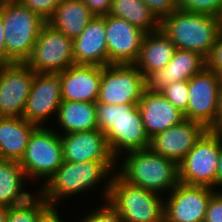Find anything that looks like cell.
I'll list each match as a JSON object with an SVG mask.
<instances>
[{"mask_svg":"<svg viewBox=\"0 0 222 222\" xmlns=\"http://www.w3.org/2000/svg\"><path fill=\"white\" fill-rule=\"evenodd\" d=\"M6 160L0 155V167L2 166V164L5 162Z\"/></svg>","mask_w":222,"mask_h":222,"instance_id":"cell-42","label":"cell"},{"mask_svg":"<svg viewBox=\"0 0 222 222\" xmlns=\"http://www.w3.org/2000/svg\"><path fill=\"white\" fill-rule=\"evenodd\" d=\"M48 205L43 196H31L24 203L9 207L6 222H36L38 214Z\"/></svg>","mask_w":222,"mask_h":222,"instance_id":"cell-28","label":"cell"},{"mask_svg":"<svg viewBox=\"0 0 222 222\" xmlns=\"http://www.w3.org/2000/svg\"><path fill=\"white\" fill-rule=\"evenodd\" d=\"M175 48L198 52L206 59L222 30L220 17L176 10L160 22Z\"/></svg>","mask_w":222,"mask_h":222,"instance_id":"cell-2","label":"cell"},{"mask_svg":"<svg viewBox=\"0 0 222 222\" xmlns=\"http://www.w3.org/2000/svg\"><path fill=\"white\" fill-rule=\"evenodd\" d=\"M117 161H64L39 193L48 204L57 205L59 200L77 195L106 179L112 178ZM115 165V166H114Z\"/></svg>","mask_w":222,"mask_h":222,"instance_id":"cell-5","label":"cell"},{"mask_svg":"<svg viewBox=\"0 0 222 222\" xmlns=\"http://www.w3.org/2000/svg\"><path fill=\"white\" fill-rule=\"evenodd\" d=\"M9 207L0 205V222H6Z\"/></svg>","mask_w":222,"mask_h":222,"instance_id":"cell-41","label":"cell"},{"mask_svg":"<svg viewBox=\"0 0 222 222\" xmlns=\"http://www.w3.org/2000/svg\"><path fill=\"white\" fill-rule=\"evenodd\" d=\"M108 14L123 18L146 33L160 29V21L142 0H112Z\"/></svg>","mask_w":222,"mask_h":222,"instance_id":"cell-27","label":"cell"},{"mask_svg":"<svg viewBox=\"0 0 222 222\" xmlns=\"http://www.w3.org/2000/svg\"><path fill=\"white\" fill-rule=\"evenodd\" d=\"M216 191L178 183L164 201V222H203L208 203Z\"/></svg>","mask_w":222,"mask_h":222,"instance_id":"cell-12","label":"cell"},{"mask_svg":"<svg viewBox=\"0 0 222 222\" xmlns=\"http://www.w3.org/2000/svg\"><path fill=\"white\" fill-rule=\"evenodd\" d=\"M73 57L78 65H108L105 15L94 16L73 40Z\"/></svg>","mask_w":222,"mask_h":222,"instance_id":"cell-21","label":"cell"},{"mask_svg":"<svg viewBox=\"0 0 222 222\" xmlns=\"http://www.w3.org/2000/svg\"><path fill=\"white\" fill-rule=\"evenodd\" d=\"M220 134L207 131L178 164L179 183L215 189Z\"/></svg>","mask_w":222,"mask_h":222,"instance_id":"cell-8","label":"cell"},{"mask_svg":"<svg viewBox=\"0 0 222 222\" xmlns=\"http://www.w3.org/2000/svg\"><path fill=\"white\" fill-rule=\"evenodd\" d=\"M61 87L60 73L34 72V80L22 117L36 126H44V121L49 116H57L62 102Z\"/></svg>","mask_w":222,"mask_h":222,"instance_id":"cell-14","label":"cell"},{"mask_svg":"<svg viewBox=\"0 0 222 222\" xmlns=\"http://www.w3.org/2000/svg\"><path fill=\"white\" fill-rule=\"evenodd\" d=\"M89 10L95 16H104L107 15L111 8L112 0H82Z\"/></svg>","mask_w":222,"mask_h":222,"instance_id":"cell-36","label":"cell"},{"mask_svg":"<svg viewBox=\"0 0 222 222\" xmlns=\"http://www.w3.org/2000/svg\"><path fill=\"white\" fill-rule=\"evenodd\" d=\"M25 64L35 73H60L75 64L73 40L46 23Z\"/></svg>","mask_w":222,"mask_h":222,"instance_id":"cell-10","label":"cell"},{"mask_svg":"<svg viewBox=\"0 0 222 222\" xmlns=\"http://www.w3.org/2000/svg\"><path fill=\"white\" fill-rule=\"evenodd\" d=\"M36 127L23 117L0 116V155L19 162Z\"/></svg>","mask_w":222,"mask_h":222,"instance_id":"cell-23","label":"cell"},{"mask_svg":"<svg viewBox=\"0 0 222 222\" xmlns=\"http://www.w3.org/2000/svg\"><path fill=\"white\" fill-rule=\"evenodd\" d=\"M161 22L165 17L177 10L176 0H142Z\"/></svg>","mask_w":222,"mask_h":222,"instance_id":"cell-33","label":"cell"},{"mask_svg":"<svg viewBox=\"0 0 222 222\" xmlns=\"http://www.w3.org/2000/svg\"><path fill=\"white\" fill-rule=\"evenodd\" d=\"M26 176L16 161H5L0 167V205L11 207L27 201L32 194L23 188Z\"/></svg>","mask_w":222,"mask_h":222,"instance_id":"cell-26","label":"cell"},{"mask_svg":"<svg viewBox=\"0 0 222 222\" xmlns=\"http://www.w3.org/2000/svg\"><path fill=\"white\" fill-rule=\"evenodd\" d=\"M126 153L120 171L116 173L127 183L161 195L165 190L169 194L179 183L178 164L173 160L150 148Z\"/></svg>","mask_w":222,"mask_h":222,"instance_id":"cell-3","label":"cell"},{"mask_svg":"<svg viewBox=\"0 0 222 222\" xmlns=\"http://www.w3.org/2000/svg\"><path fill=\"white\" fill-rule=\"evenodd\" d=\"M175 49V45L162 29L146 33L139 57L134 65L147 78L150 74L162 70L168 65Z\"/></svg>","mask_w":222,"mask_h":222,"instance_id":"cell-22","label":"cell"},{"mask_svg":"<svg viewBox=\"0 0 222 222\" xmlns=\"http://www.w3.org/2000/svg\"><path fill=\"white\" fill-rule=\"evenodd\" d=\"M222 77L207 67L188 80L189 102L184 118L204 125L208 130L218 114Z\"/></svg>","mask_w":222,"mask_h":222,"instance_id":"cell-11","label":"cell"},{"mask_svg":"<svg viewBox=\"0 0 222 222\" xmlns=\"http://www.w3.org/2000/svg\"><path fill=\"white\" fill-rule=\"evenodd\" d=\"M104 205V206H103ZM101 207L85 215L82 222H123L120 214L106 200Z\"/></svg>","mask_w":222,"mask_h":222,"instance_id":"cell-31","label":"cell"},{"mask_svg":"<svg viewBox=\"0 0 222 222\" xmlns=\"http://www.w3.org/2000/svg\"><path fill=\"white\" fill-rule=\"evenodd\" d=\"M64 161H117L99 129L60 135Z\"/></svg>","mask_w":222,"mask_h":222,"instance_id":"cell-18","label":"cell"},{"mask_svg":"<svg viewBox=\"0 0 222 222\" xmlns=\"http://www.w3.org/2000/svg\"><path fill=\"white\" fill-rule=\"evenodd\" d=\"M7 64V52L5 45L4 27L0 14V65Z\"/></svg>","mask_w":222,"mask_h":222,"instance_id":"cell-39","label":"cell"},{"mask_svg":"<svg viewBox=\"0 0 222 222\" xmlns=\"http://www.w3.org/2000/svg\"><path fill=\"white\" fill-rule=\"evenodd\" d=\"M146 89V78L134 64L101 66V83L96 103L138 105Z\"/></svg>","mask_w":222,"mask_h":222,"instance_id":"cell-9","label":"cell"},{"mask_svg":"<svg viewBox=\"0 0 222 222\" xmlns=\"http://www.w3.org/2000/svg\"><path fill=\"white\" fill-rule=\"evenodd\" d=\"M208 129L201 123L184 119L150 139L149 148L179 164Z\"/></svg>","mask_w":222,"mask_h":222,"instance_id":"cell-16","label":"cell"},{"mask_svg":"<svg viewBox=\"0 0 222 222\" xmlns=\"http://www.w3.org/2000/svg\"><path fill=\"white\" fill-rule=\"evenodd\" d=\"M138 106L145 131L150 139L185 119L184 114L160 92H152L147 88Z\"/></svg>","mask_w":222,"mask_h":222,"instance_id":"cell-20","label":"cell"},{"mask_svg":"<svg viewBox=\"0 0 222 222\" xmlns=\"http://www.w3.org/2000/svg\"><path fill=\"white\" fill-rule=\"evenodd\" d=\"M63 162L59 132L49 127L37 126L30 135L24 154L18 163L27 179L40 181L44 178L47 182Z\"/></svg>","mask_w":222,"mask_h":222,"instance_id":"cell-7","label":"cell"},{"mask_svg":"<svg viewBox=\"0 0 222 222\" xmlns=\"http://www.w3.org/2000/svg\"><path fill=\"white\" fill-rule=\"evenodd\" d=\"M94 16L82 0H61L47 23L74 40Z\"/></svg>","mask_w":222,"mask_h":222,"instance_id":"cell-24","label":"cell"},{"mask_svg":"<svg viewBox=\"0 0 222 222\" xmlns=\"http://www.w3.org/2000/svg\"><path fill=\"white\" fill-rule=\"evenodd\" d=\"M209 131L222 134V86L219 93V106H218V114L215 119L214 125L209 129Z\"/></svg>","mask_w":222,"mask_h":222,"instance_id":"cell-38","label":"cell"},{"mask_svg":"<svg viewBox=\"0 0 222 222\" xmlns=\"http://www.w3.org/2000/svg\"><path fill=\"white\" fill-rule=\"evenodd\" d=\"M0 14L4 27L7 64L25 63L47 21L17 0H1Z\"/></svg>","mask_w":222,"mask_h":222,"instance_id":"cell-6","label":"cell"},{"mask_svg":"<svg viewBox=\"0 0 222 222\" xmlns=\"http://www.w3.org/2000/svg\"><path fill=\"white\" fill-rule=\"evenodd\" d=\"M57 206L48 204L37 217L36 222H63L58 214Z\"/></svg>","mask_w":222,"mask_h":222,"instance_id":"cell-37","label":"cell"},{"mask_svg":"<svg viewBox=\"0 0 222 222\" xmlns=\"http://www.w3.org/2000/svg\"><path fill=\"white\" fill-rule=\"evenodd\" d=\"M203 222H222V190L212 195Z\"/></svg>","mask_w":222,"mask_h":222,"instance_id":"cell-34","label":"cell"},{"mask_svg":"<svg viewBox=\"0 0 222 222\" xmlns=\"http://www.w3.org/2000/svg\"><path fill=\"white\" fill-rule=\"evenodd\" d=\"M160 93L166 97L180 112L186 113L189 94L188 81H178L168 85Z\"/></svg>","mask_w":222,"mask_h":222,"instance_id":"cell-30","label":"cell"},{"mask_svg":"<svg viewBox=\"0 0 222 222\" xmlns=\"http://www.w3.org/2000/svg\"><path fill=\"white\" fill-rule=\"evenodd\" d=\"M216 185L217 188H219L220 186L222 187V134H220V152L216 172Z\"/></svg>","mask_w":222,"mask_h":222,"instance_id":"cell-40","label":"cell"},{"mask_svg":"<svg viewBox=\"0 0 222 222\" xmlns=\"http://www.w3.org/2000/svg\"><path fill=\"white\" fill-rule=\"evenodd\" d=\"M62 100L96 103L101 83V66L74 64L60 72Z\"/></svg>","mask_w":222,"mask_h":222,"instance_id":"cell-19","label":"cell"},{"mask_svg":"<svg viewBox=\"0 0 222 222\" xmlns=\"http://www.w3.org/2000/svg\"><path fill=\"white\" fill-rule=\"evenodd\" d=\"M207 68L216 71L222 77V30L207 58Z\"/></svg>","mask_w":222,"mask_h":222,"instance_id":"cell-35","label":"cell"},{"mask_svg":"<svg viewBox=\"0 0 222 222\" xmlns=\"http://www.w3.org/2000/svg\"><path fill=\"white\" fill-rule=\"evenodd\" d=\"M22 6L27 7L47 21L53 14L61 0H17Z\"/></svg>","mask_w":222,"mask_h":222,"instance_id":"cell-32","label":"cell"},{"mask_svg":"<svg viewBox=\"0 0 222 222\" xmlns=\"http://www.w3.org/2000/svg\"><path fill=\"white\" fill-rule=\"evenodd\" d=\"M96 122L104 132L112 156L118 161L121 153L149 148L139 106L96 103ZM123 151V152H121Z\"/></svg>","mask_w":222,"mask_h":222,"instance_id":"cell-1","label":"cell"},{"mask_svg":"<svg viewBox=\"0 0 222 222\" xmlns=\"http://www.w3.org/2000/svg\"><path fill=\"white\" fill-rule=\"evenodd\" d=\"M57 113L64 134L98 129L96 103L62 100Z\"/></svg>","mask_w":222,"mask_h":222,"instance_id":"cell-25","label":"cell"},{"mask_svg":"<svg viewBox=\"0 0 222 222\" xmlns=\"http://www.w3.org/2000/svg\"><path fill=\"white\" fill-rule=\"evenodd\" d=\"M115 174L105 182L102 196L103 201L107 200L120 214L123 222H164L163 197L131 185Z\"/></svg>","mask_w":222,"mask_h":222,"instance_id":"cell-4","label":"cell"},{"mask_svg":"<svg viewBox=\"0 0 222 222\" xmlns=\"http://www.w3.org/2000/svg\"><path fill=\"white\" fill-rule=\"evenodd\" d=\"M177 9L192 13H203L220 17L222 0H176Z\"/></svg>","mask_w":222,"mask_h":222,"instance_id":"cell-29","label":"cell"},{"mask_svg":"<svg viewBox=\"0 0 222 222\" xmlns=\"http://www.w3.org/2000/svg\"><path fill=\"white\" fill-rule=\"evenodd\" d=\"M34 80L25 63L0 65V116L22 117Z\"/></svg>","mask_w":222,"mask_h":222,"instance_id":"cell-13","label":"cell"},{"mask_svg":"<svg viewBox=\"0 0 222 222\" xmlns=\"http://www.w3.org/2000/svg\"><path fill=\"white\" fill-rule=\"evenodd\" d=\"M108 65L135 64L146 34L123 18L105 15Z\"/></svg>","mask_w":222,"mask_h":222,"instance_id":"cell-15","label":"cell"},{"mask_svg":"<svg viewBox=\"0 0 222 222\" xmlns=\"http://www.w3.org/2000/svg\"><path fill=\"white\" fill-rule=\"evenodd\" d=\"M206 67L207 59L200 53L176 48L168 65L146 78V88L160 92L174 82L188 81Z\"/></svg>","mask_w":222,"mask_h":222,"instance_id":"cell-17","label":"cell"}]
</instances>
